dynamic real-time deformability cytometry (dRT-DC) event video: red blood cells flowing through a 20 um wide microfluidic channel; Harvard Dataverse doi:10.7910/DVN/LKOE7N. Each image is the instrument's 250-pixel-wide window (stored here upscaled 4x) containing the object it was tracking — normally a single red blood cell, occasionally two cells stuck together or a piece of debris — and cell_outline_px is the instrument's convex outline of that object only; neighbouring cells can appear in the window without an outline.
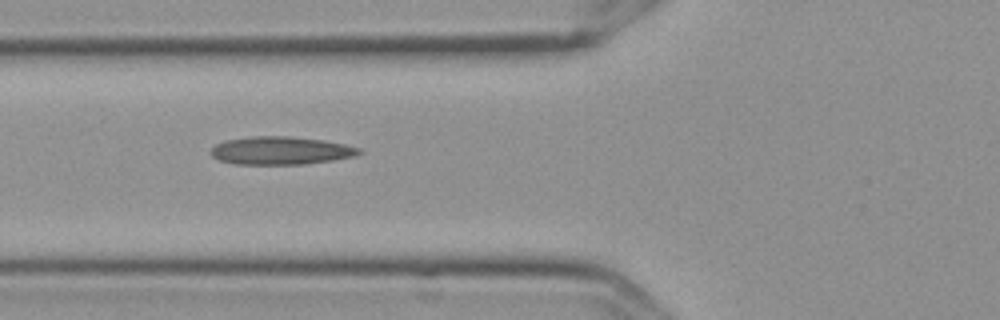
{"species": "Egyptian fruit bat (a non-hibernating species)", "species_latin": "Rousettus aegyptiacus", "temperature_condition": "cold", "stored_images_in_passage": 6, "camera_frame_rate_fps": 3000, "um_per_image_px": 0.085, "frame": {"image": 1, "passage_image": 4, "time_ms": 1.0, "image_size_px": [1000, 320], "cell_outline_px": [[364, 152], [352, 156], [332, 160], [304, 164], [236, 164], [220, 160], [212, 156], [208, 152], [216, 144], [224, 140], [252, 136], [288, 136], [324, 140], [344, 144], [360, 148]], "centroid_in_image_um": [23.84, 12.79], "position_along_channel_um": 102.0, "area_um2": 24.16}}
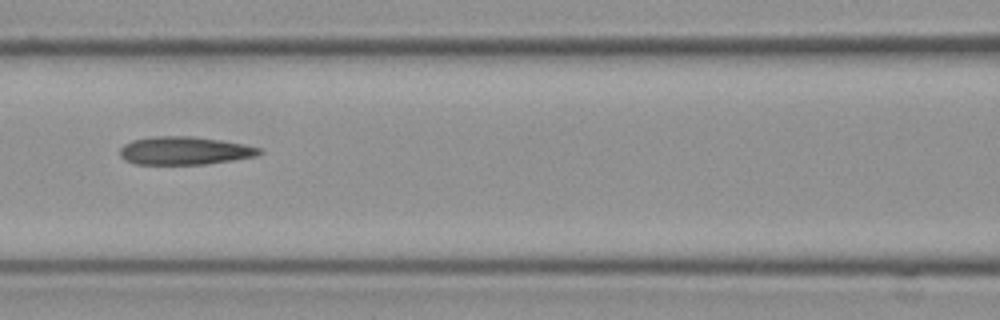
{"frame": {"image": 2, "passage_image": 5, "time_ms": 1.333, "image_size_px": [1000, 320], "cell_outline_px": [[264, 152], [256, 156], [232, 160], [204, 164], [136, 164], [124, 160], [120, 156], [120, 148], [124, 144], [132, 140], [156, 136], [192, 136], [220, 140], [244, 144], [260, 148]], "centroid_in_image_um": [15.68, 12.8], "position_along_channel_um": 150.9, "area_um2": 22.77}}
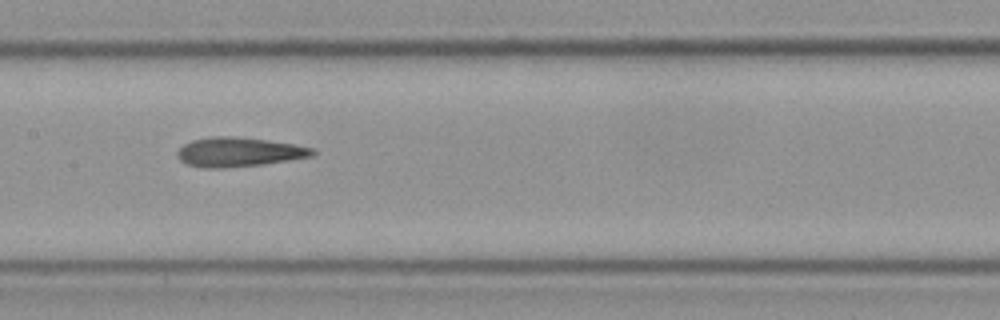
{"frame": {"image": 3, "passage_image": 6, "time_ms": 1.667, "image_size_px": [1000, 320], "cell_outline_px": [[316, 152], [312, 156], [288, 160], [260, 164], [224, 168], [204, 168], [188, 164], [180, 160], [176, 156], [176, 152], [184, 144], [192, 140], [212, 136], [236, 136], [268, 140], [316, 148]], "centroid_in_image_um": [20.28, 12.91], "position_along_channel_um": 187.1, "area_um2": 23.06}}